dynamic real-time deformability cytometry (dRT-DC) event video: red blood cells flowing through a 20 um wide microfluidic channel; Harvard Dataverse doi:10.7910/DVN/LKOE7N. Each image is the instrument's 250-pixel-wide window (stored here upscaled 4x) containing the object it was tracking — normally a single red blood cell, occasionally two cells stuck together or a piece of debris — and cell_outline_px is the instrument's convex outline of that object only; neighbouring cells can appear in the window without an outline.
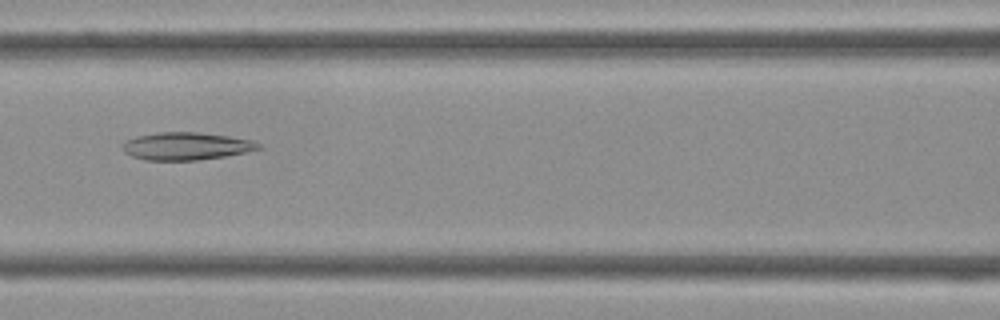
{"species": "Egyptian fruit bat (a non-hibernating species)", "species_latin": "Rousettus aegyptiacus", "temperature_condition": "cold", "stored_images_in_passage": 33, "camera_frame_rate_fps": 3000, "um_per_image_px": 0.085, "frame": {"image": 1, "passage_image": 8, "time_ms": 2.333, "image_size_px": [1000, 320], "cell_outline_px": [[264, 148], [224, 156], [196, 160], [144, 160], [132, 156], [124, 152], [124, 140], [136, 136], [156, 132], [200, 132], [256, 140], [264, 144]], "centroid_in_image_um": [15.88, 12.41], "position_along_channel_um": 150.7, "area_um2": 22.08}}
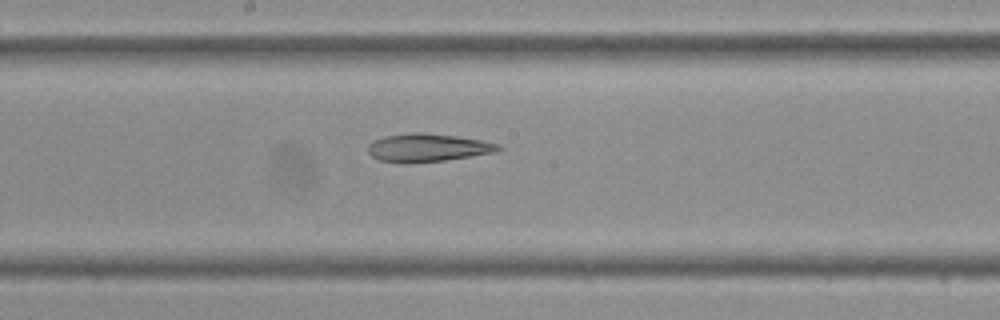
{"frame": {"image": 2, "passage_image": 12, "time_ms": 3.667, "image_size_px": [1000, 320], "cell_outline_px": [[504, 148], [496, 152], [444, 160], [408, 164], [380, 160], [372, 156], [368, 152], [368, 144], [372, 140], [384, 136], [408, 132], [424, 132], [456, 136], [480, 140], [500, 144]], "centroid_in_image_um": [36.33, 12.54], "position_along_channel_um": 211.9, "area_um2": 21.56}}
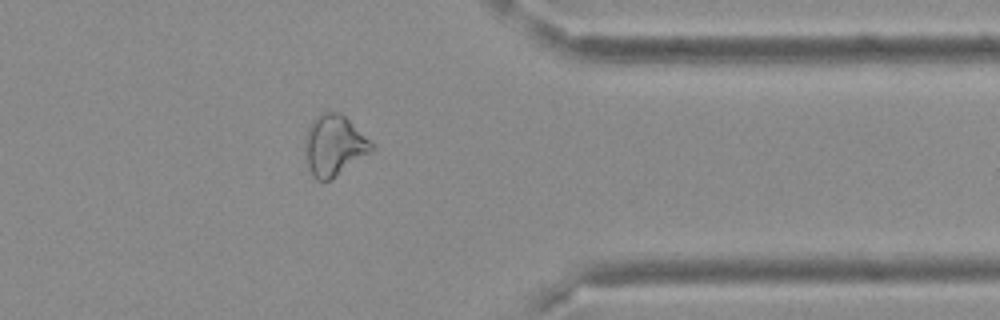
{"frame": {"image": 3, "passage_image": 24, "time_ms": 7.667, "image_size_px": [1000, 320], "cell_outline_px": [[376, 148], [372, 152], [328, 180], [316, 180], [312, 176], [304, 152], [304, 136], [312, 120], [320, 112], [340, 112]], "centroid_in_image_um": [28.35, 12.35], "position_along_channel_um": 383.1, "area_um2": 23.24}}